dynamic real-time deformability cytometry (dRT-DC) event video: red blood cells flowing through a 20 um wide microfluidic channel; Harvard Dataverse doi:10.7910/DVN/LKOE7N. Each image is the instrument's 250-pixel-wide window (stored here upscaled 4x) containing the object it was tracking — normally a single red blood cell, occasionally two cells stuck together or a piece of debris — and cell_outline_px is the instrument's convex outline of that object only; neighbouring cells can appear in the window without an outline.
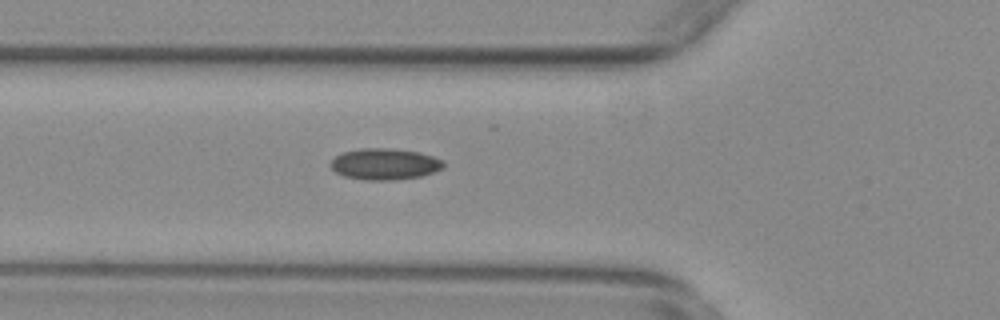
{"species": "common noctule bat (a hibernating species)", "species_latin": "Nyctalus noctula", "temperature_condition": "warm", "stored_images_in_passage": 49, "camera_frame_rate_fps": 3000, "um_per_image_px": 0.085, "animal": {"sex": "female", "body_mass_g": 29.2, "forearm_length_mm": 56.3}, "frame": {"image": 1, "passage_image": 14, "time_ms": 4.333, "image_size_px": [1000, 320], "cell_outline_px": [[444, 168], [420, 176], [396, 180], [364, 180], [344, 176], [336, 172], [332, 168], [332, 160], [340, 152], [360, 148], [388, 148], [420, 152], [444, 160]], "centroid_in_image_um": [32.71, 13.94], "position_along_channel_um": 93.1, "area_um2": 20.63}}
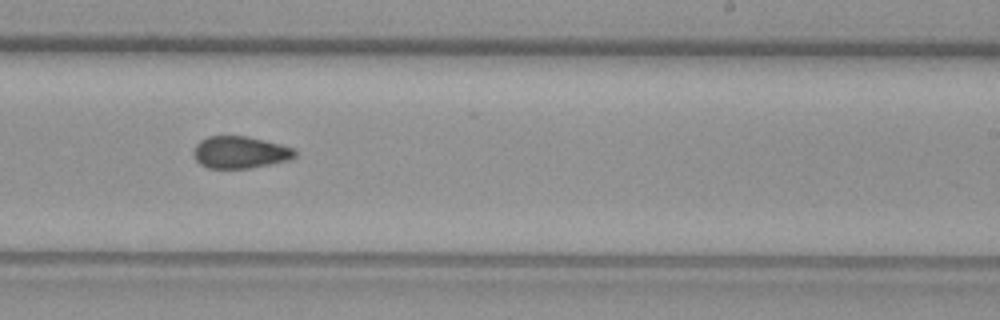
{"frame": {"image": 2, "passage_image": 28, "time_ms": 9.0, "image_size_px": [1000, 320], "cell_outline_px": [[296, 156], [288, 160], [248, 168], [208, 168], [200, 164], [196, 160], [192, 152], [196, 144], [200, 140], [208, 136], [248, 136], [280, 144], [292, 148], [296, 152]], "centroid_in_image_um": [20.36, 12.94], "position_along_channel_um": 268.6, "area_um2": 18.84}}
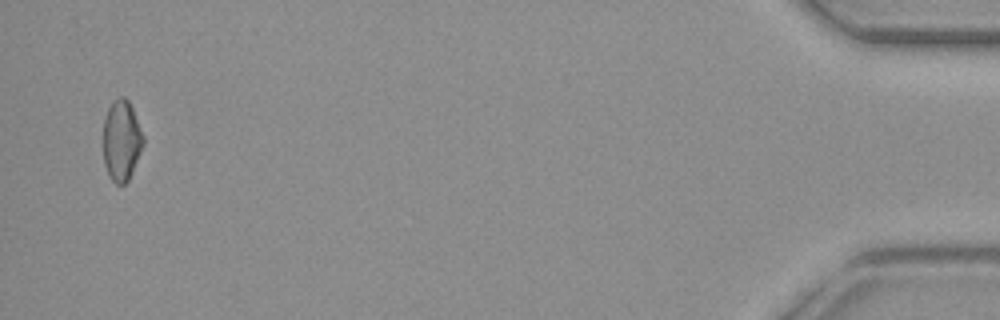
{"frame": {"image": 3, "passage_image": 48, "time_ms": 15.667, "image_size_px": [1000, 320], "cell_outline_px": [[144, 144], [132, 172], [128, 180], [124, 184], [116, 184], [108, 176], [104, 164], [104, 116], [112, 100], [120, 96], [124, 96], [128, 100], [132, 108], [144, 136]], "centroid_in_image_um": [10.32, 11.93], "position_along_channel_um": 424.9, "area_um2": 18.9}, "authors_computed_cell_mechanics": {"area_um2": 19.5364, "velocity_mm_per_s": 3.7512, "shape_relaxation_time_tau1_ms": null, "shape_relaxation_time_tau2_ms": 6.3208, "deformation_change_tau1": null, "deformation_change_tau2": 0.1103}}